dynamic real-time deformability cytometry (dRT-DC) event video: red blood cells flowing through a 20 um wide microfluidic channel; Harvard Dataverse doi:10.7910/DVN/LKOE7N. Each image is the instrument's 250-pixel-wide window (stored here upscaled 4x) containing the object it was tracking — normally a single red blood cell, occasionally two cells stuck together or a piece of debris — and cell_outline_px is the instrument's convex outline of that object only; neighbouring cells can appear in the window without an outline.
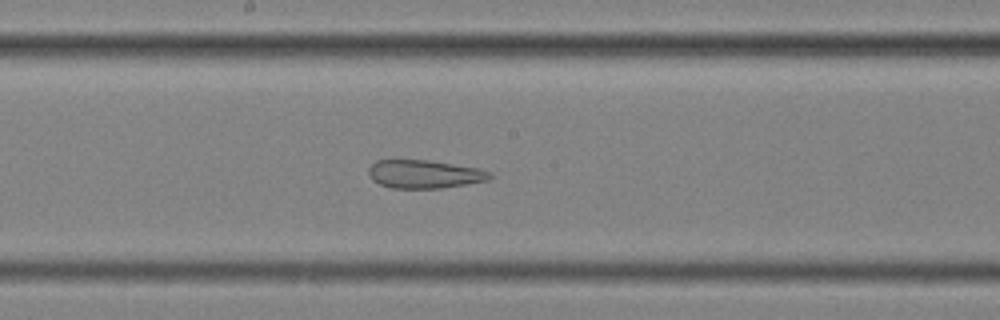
{"species": "common noctule bat (a hibernating species)", "species_latin": "Nyctalus noctula", "temperature_condition": "cold", "stored_images_in_passage": 56, "segment_of_instrument_passage": [2, 2], "camera_frame_rate_fps": 3000, "um_per_image_px": 0.085, "animal": {"sex": "female", "body_mass_g": 25.1}, "frame": {"image": 1, "passage_image": 30, "time_ms": 9.667, "image_size_px": [1000, 320], "cell_outline_px": [[492, 176], [488, 180], [440, 188], [392, 188], [380, 184], [372, 180], [368, 172], [368, 168], [376, 160], [428, 160], [480, 168], [492, 172]], "centroid_in_image_um": [36.07, 14.79], "position_along_channel_um": 212.1, "area_um2": 19.94}}
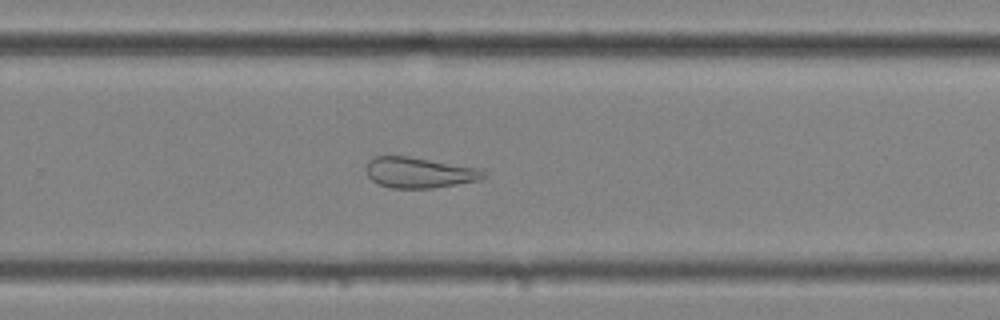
{"frame": {"image": 2, "passage_image": 37, "time_ms": 12.0, "image_size_px": [1000, 320], "cell_outline_px": [[484, 176], [480, 180], [432, 188], [388, 188], [372, 180], [368, 176], [364, 168], [368, 160], [372, 156], [408, 156], [484, 168]], "centroid_in_image_um": [35.62, 14.65], "position_along_channel_um": 294.2, "area_um2": 21.27}}
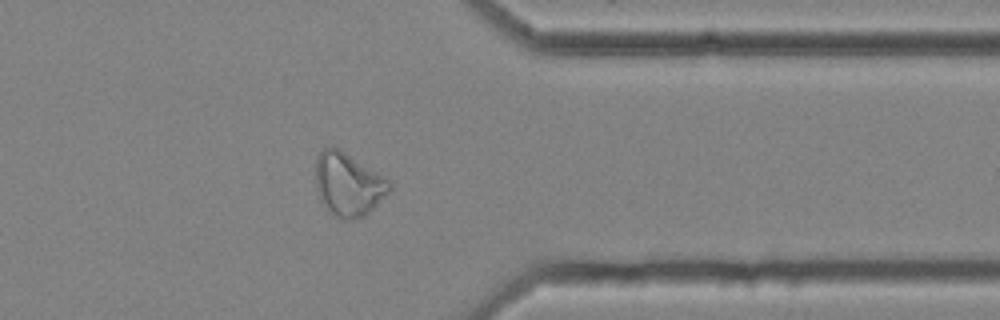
{"frame": {"image": 3, "passage_image": 45, "time_ms": 14.667, "image_size_px": [1000, 320], "cell_outline_px": [[392, 188], [364, 216], [352, 220], [344, 220], [332, 216], [324, 208], [320, 200], [316, 188], [316, 156], [324, 148], [332, 144], [340, 148], [392, 180]], "centroid_in_image_um": [29.59, 15.65], "position_along_channel_um": 381.8, "area_um2": 27.86}}